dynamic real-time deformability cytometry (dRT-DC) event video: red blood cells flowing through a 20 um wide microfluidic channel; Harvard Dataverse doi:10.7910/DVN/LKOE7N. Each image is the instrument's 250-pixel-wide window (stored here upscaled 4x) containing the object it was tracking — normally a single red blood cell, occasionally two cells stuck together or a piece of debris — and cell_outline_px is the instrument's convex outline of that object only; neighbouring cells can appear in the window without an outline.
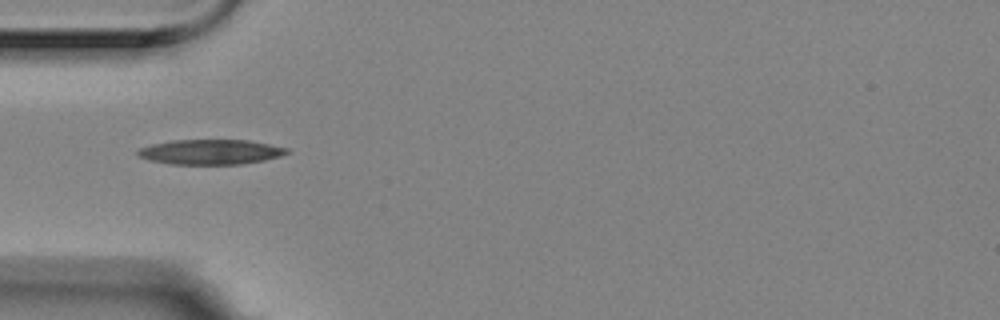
{"species": "Egyptian fruit bat (a non-hibernating species)", "species_latin": "Rousettus aegyptiacus", "temperature_condition": "room temperature", "stored_images_in_passage": 5, "camera_frame_rate_fps": 3000, "um_per_image_px": 0.085, "animal": {"sex": "female"}, "frame": {"image": 1, "passage_image": 1, "time_ms": 0.0, "image_size_px": [1000, 320], "cell_outline_px": [[292, 152], [280, 156], [264, 160], [240, 164], [172, 164], [148, 160], [140, 156], [136, 152], [140, 148], [152, 144], [172, 140], [248, 140], [288, 148]], "centroid_in_image_um": [17.91, 12.91], "position_along_channel_um": 67.1, "area_um2": 21.62}}
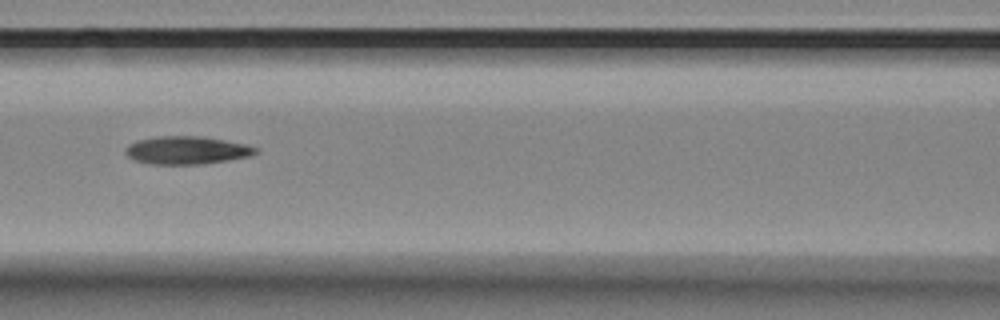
{"frame": {"image": 2, "passage_image": 3, "time_ms": 0.667, "image_size_px": [1000, 320], "cell_outline_px": [[260, 152], [248, 156], [228, 160], [204, 164], [148, 164], [136, 160], [128, 156], [124, 152], [124, 148], [128, 144], [136, 140], [156, 136], [200, 136], [224, 140], [244, 144], [260, 148]], "centroid_in_image_um": [15.85, 12.77], "position_along_channel_um": 150.7, "area_um2": 21.33}}
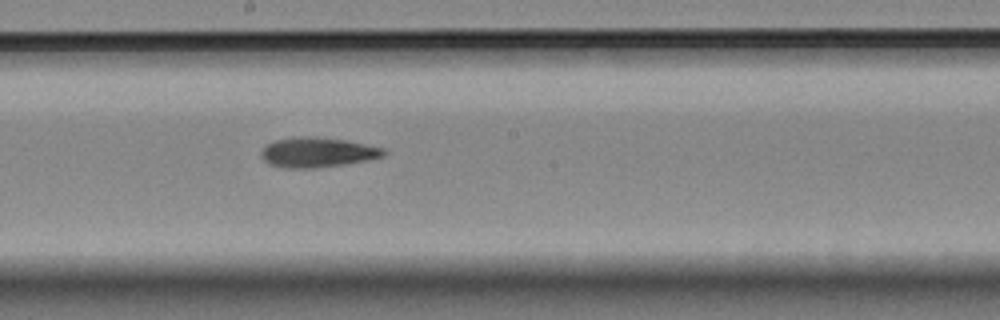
{"frame": {"image": 3, "passage_image": 5, "time_ms": 1.333, "image_size_px": [1000, 320], "cell_outline_px": [[388, 152], [384, 156], [368, 160], [344, 164], [316, 168], [284, 168], [268, 164], [260, 156], [260, 152], [268, 144], [276, 140], [292, 136], [316, 136], [348, 140], [384, 148]], "centroid_in_image_um": [26.99, 12.94], "position_along_channel_um": 221.2, "area_um2": 21.68}}